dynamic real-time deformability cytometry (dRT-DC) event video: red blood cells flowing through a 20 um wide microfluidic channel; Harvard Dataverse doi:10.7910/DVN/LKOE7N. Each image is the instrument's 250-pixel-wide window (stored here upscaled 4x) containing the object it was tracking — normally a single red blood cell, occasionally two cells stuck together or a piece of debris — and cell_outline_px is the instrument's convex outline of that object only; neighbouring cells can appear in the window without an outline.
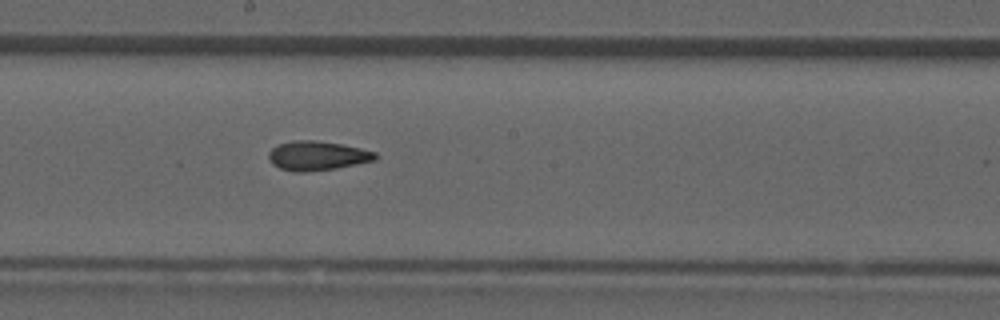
{"species": "common noctule bat (a hibernating species)", "species_latin": "Nyctalus noctula", "temperature_condition": "room temperature", "stored_images_in_passage": 9, "camera_frame_rate_fps": 3000, "um_per_image_px": 0.085, "animal": {"sex": "male", "forearm_length_mm": 52.5}, "frame": {"image": 1, "passage_image": 9, "time_ms": 2.667, "image_size_px": [1000, 320], "cell_outline_px": [[376, 160], [336, 168], [304, 172], [292, 172], [280, 168], [272, 164], [268, 160], [268, 152], [272, 148], [280, 144], [292, 140], [316, 140], [340, 144], [360, 148], [376, 152]], "centroid_in_image_um": [26.93, 13.24], "position_along_channel_um": 221.3, "area_um2": 18.21}}